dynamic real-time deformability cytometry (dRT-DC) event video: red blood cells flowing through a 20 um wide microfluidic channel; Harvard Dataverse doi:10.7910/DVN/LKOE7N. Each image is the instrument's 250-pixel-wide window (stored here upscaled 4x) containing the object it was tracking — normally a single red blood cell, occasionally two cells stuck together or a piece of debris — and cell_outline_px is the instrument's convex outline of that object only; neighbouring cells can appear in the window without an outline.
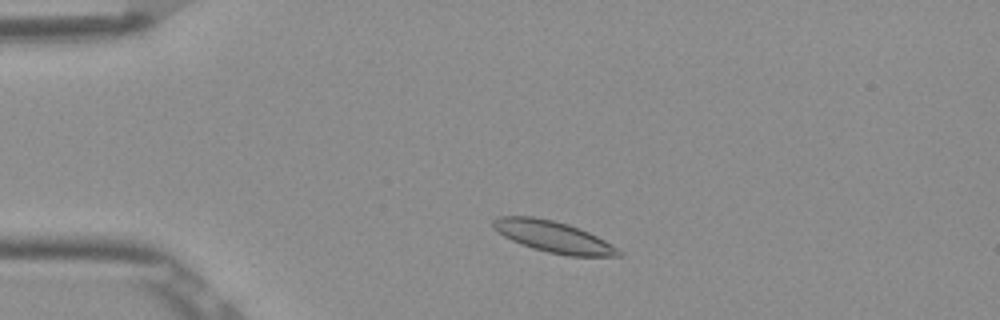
{"species": "Egyptian fruit bat (a non-hibernating species)", "species_latin": "Rousettus aegyptiacus", "temperature_condition": "room temperature", "stored_images_in_passage": 10, "camera_frame_rate_fps": 3000, "um_per_image_px": 0.085, "frame": {"image": 1, "passage_image": 6, "time_ms": 1.667, "image_size_px": [1000, 320], "cell_outline_px": [[624, 256], [568, 256], [548, 252], [532, 248], [512, 240], [504, 236], [492, 228], [492, 220], [496, 216], [532, 216], [552, 220], [568, 224], [580, 228], [620, 248], [624, 252]], "centroid_in_image_um": [47.05, 20.13], "position_along_channel_um": 37.9, "area_um2": 23.06}}